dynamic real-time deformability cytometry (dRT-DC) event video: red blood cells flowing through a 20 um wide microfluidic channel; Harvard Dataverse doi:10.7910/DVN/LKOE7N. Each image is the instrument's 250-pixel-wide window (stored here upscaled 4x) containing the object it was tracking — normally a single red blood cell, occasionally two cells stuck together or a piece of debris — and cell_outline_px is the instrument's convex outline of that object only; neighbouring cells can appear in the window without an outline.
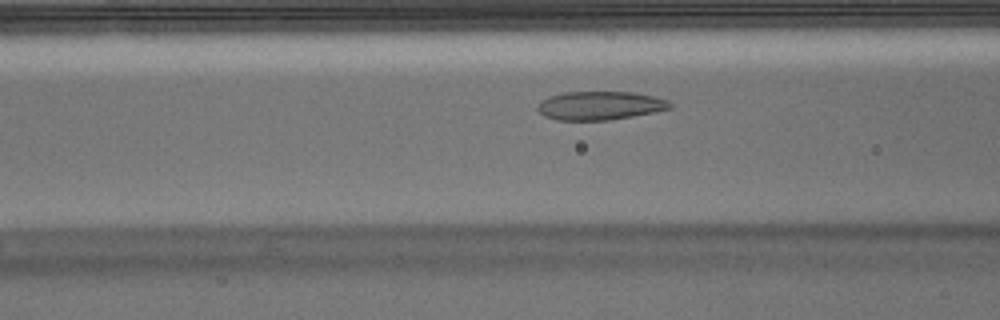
{"species": "Egyptian fruit bat (a non-hibernating species)", "species_latin": "Rousettus aegyptiacus", "temperature_condition": "warm", "stored_images_in_passage": 47, "camera_frame_rate_fps": 3000, "um_per_image_px": 0.085, "animal": {"sex": "male"}, "frame": {"image": 1, "passage_image": 14, "time_ms": 4.333, "image_size_px": [1000, 320], "cell_outline_px": [[672, 108], [656, 112], [608, 120], [556, 120], [544, 116], [536, 108], [536, 104], [548, 96], [564, 92], [636, 92], [656, 96], [668, 100], [672, 104]], "centroid_in_image_um": [51.01, 8.97], "position_along_channel_um": 115.6, "area_um2": 22.31}}
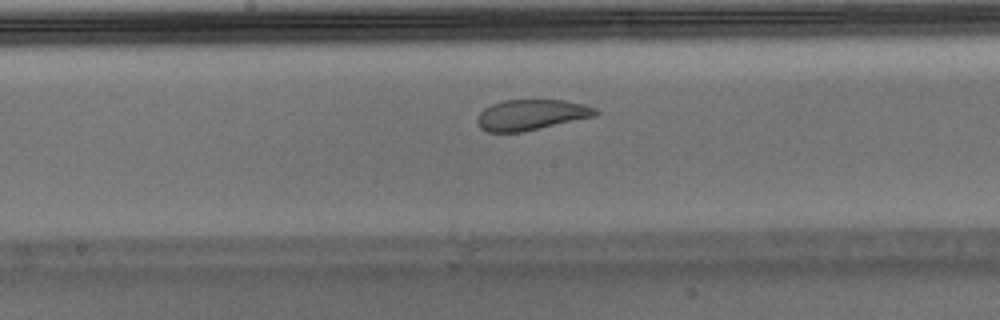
{"frame": {"image": 2, "passage_image": 21, "time_ms": 6.667, "image_size_px": [1000, 320], "cell_outline_px": [[600, 112], [596, 116], [524, 132], [488, 132], [480, 128], [476, 120], [480, 112], [484, 108], [492, 104], [504, 100], [564, 100], [584, 104], [596, 108]], "centroid_in_image_um": [45.17, 9.76], "position_along_channel_um": 203.0, "area_um2": 21.27}, "authors_computed_cell_mechanics": {"area_um2": 23.698, "velocity_mm_per_s": 3.7391, "shape_relaxation_time_tau1_ms": null, "shape_relaxation_time_tau2_ms": 1.1558, "deformation_change_tau1": null, "deformation_change_tau2": 0.0726}}